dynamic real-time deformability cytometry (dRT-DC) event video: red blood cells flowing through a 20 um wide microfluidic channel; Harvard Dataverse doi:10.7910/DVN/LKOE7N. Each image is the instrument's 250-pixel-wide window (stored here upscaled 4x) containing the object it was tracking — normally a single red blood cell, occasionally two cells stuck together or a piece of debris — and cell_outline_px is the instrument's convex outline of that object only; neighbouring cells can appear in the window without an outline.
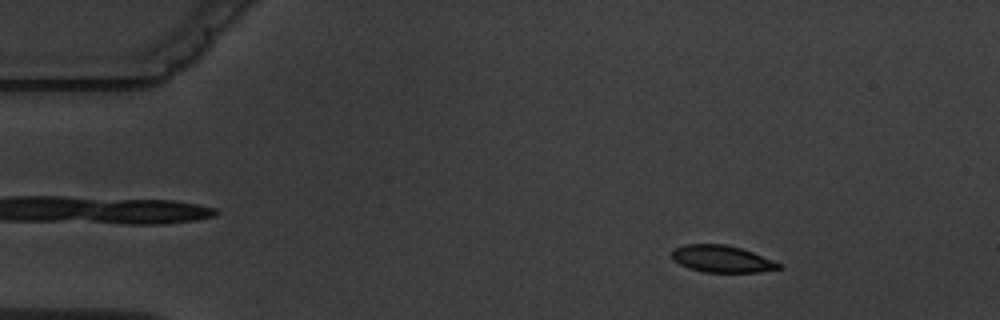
{"species": "common noctule bat (a hibernating species)", "species_latin": "Nyctalus noctula", "temperature_condition": "warm", "stored_images_in_passage": 5, "camera_frame_rate_fps": 3000, "um_per_image_px": 0.085, "animal": {"sex": "male", "body_mass_g": 19.5, "forearm_length_mm": 54.6}, "frame": {"image": 1, "passage_image": 2, "time_ms": 1.0, "image_size_px": [1000, 320], "cell_outline_px": [[784, 268], [760, 272], [704, 272], [688, 268], [672, 260], [672, 248], [684, 244], [724, 244], [740, 248], [752, 252], [772, 260], [780, 264]], "centroid_in_image_um": [61.32, 22.01], "position_along_channel_um": 23.7, "area_um2": 16.82}}
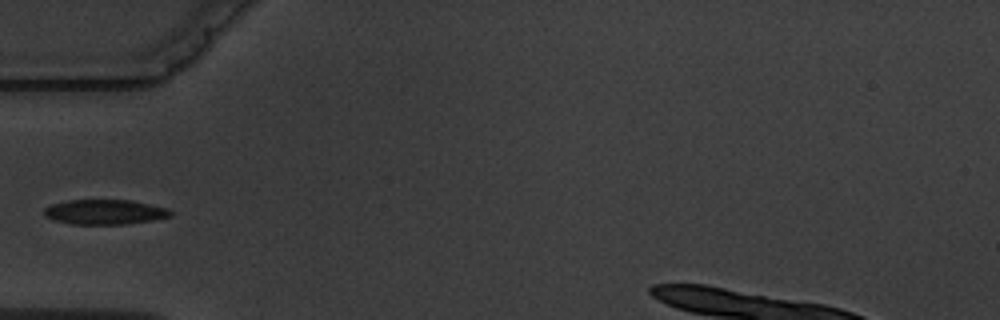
{"frame": {"image": 2, "passage_image": 5, "time_ms": 4.667, "image_size_px": [1000, 320], "cell_outline_px": [[172, 216], [152, 220], [128, 224], [72, 224], [56, 220], [44, 216], [44, 208], [52, 204], [68, 200], [128, 200], [168, 208], [172, 212]], "centroid_in_image_um": [8.91, 18.02], "position_along_channel_um": 76.1, "area_um2": 18.21}}